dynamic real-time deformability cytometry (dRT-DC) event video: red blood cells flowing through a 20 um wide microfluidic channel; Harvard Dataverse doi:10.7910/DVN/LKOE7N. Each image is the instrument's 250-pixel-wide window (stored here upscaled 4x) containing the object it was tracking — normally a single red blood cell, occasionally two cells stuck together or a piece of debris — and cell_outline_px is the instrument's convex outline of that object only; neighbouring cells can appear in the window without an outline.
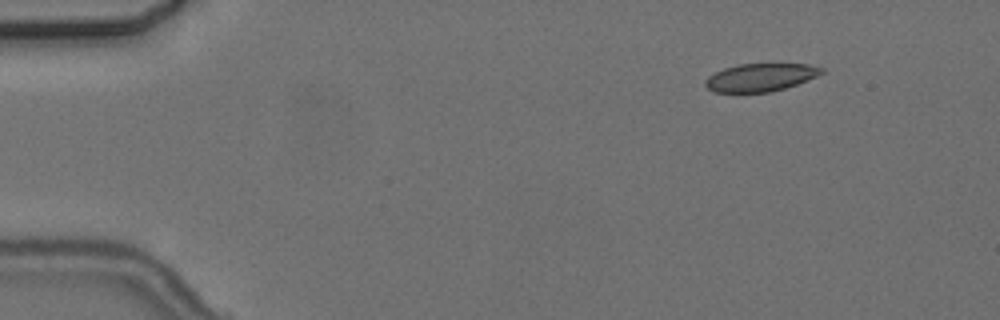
{"species": "common noctule bat (a hibernating species)", "species_latin": "Nyctalus noctula", "temperature_condition": "cold", "stored_images_in_passage": 6, "camera_frame_rate_fps": 3000, "um_per_image_px": 0.085, "animal": {"sex": "female", "body_mass_g": 24.6, "forearm_length_mm": 56.2}, "frame": {"image": 1, "passage_image": 2, "time_ms": 1.0, "image_size_px": [1000, 320], "cell_outline_px": [[824, 72], [816, 76], [796, 84], [772, 92], [712, 92], [704, 84], [704, 80], [708, 76], [724, 68], [740, 64], [808, 64], [824, 68]], "centroid_in_image_um": [64.61, 6.58], "position_along_channel_um": 20.4, "area_um2": 18.79}}
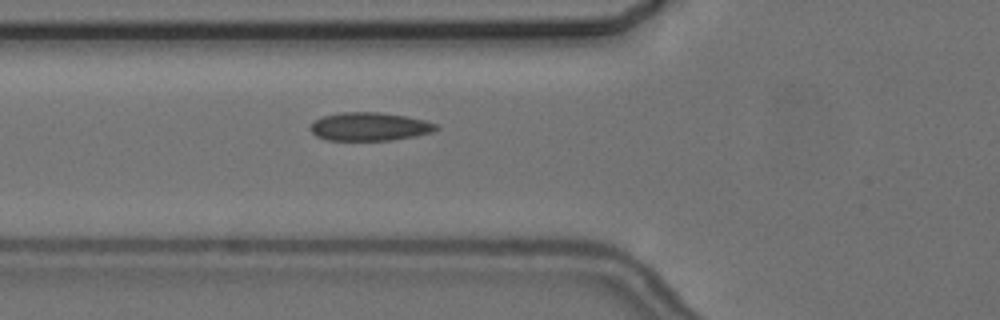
{"frame": {"image": 2, "passage_image": 6, "time_ms": 5.667, "image_size_px": [1000, 320], "cell_outline_px": [[440, 128], [432, 132], [392, 140], [328, 140], [316, 136], [312, 132], [312, 124], [320, 116], [344, 112], [380, 112], [404, 116], [424, 120], [436, 124]], "centroid_in_image_um": [31.41, 10.76], "position_along_channel_um": 94.4, "area_um2": 20.52}}